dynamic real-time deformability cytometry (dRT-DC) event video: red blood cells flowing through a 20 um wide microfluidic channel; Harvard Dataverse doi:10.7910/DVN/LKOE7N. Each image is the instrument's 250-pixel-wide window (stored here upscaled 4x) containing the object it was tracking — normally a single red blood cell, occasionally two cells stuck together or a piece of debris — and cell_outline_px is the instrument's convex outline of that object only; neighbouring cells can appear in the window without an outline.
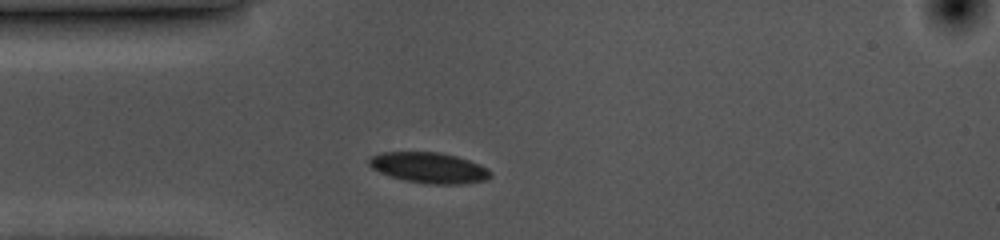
{"species": "common noctule bat (a hibernating species)", "species_latin": "Nyctalus noctula", "temperature_condition": "cold", "stored_images_in_passage": 31, "camera_frame_rate_fps": 3000, "um_per_image_px": 0.085, "animal": {"sex": "female", "body_mass_g": 10.0, "forearm_length_mm": 53.1}, "frame": {"image": 1, "passage_image": 1, "time_ms": 0.0, "image_size_px": [1000, 240], "cell_outline_px": [[492, 176], [484, 180], [460, 184], [432, 184], [404, 180], [380, 172], [372, 168], [368, 164], [368, 160], [372, 156], [380, 152], [440, 152], [456, 156], [480, 164], [488, 168], [492, 172]], "centroid_in_image_um": [36.48, 14.25], "position_along_channel_um": 48.5, "area_um2": 21.62}}
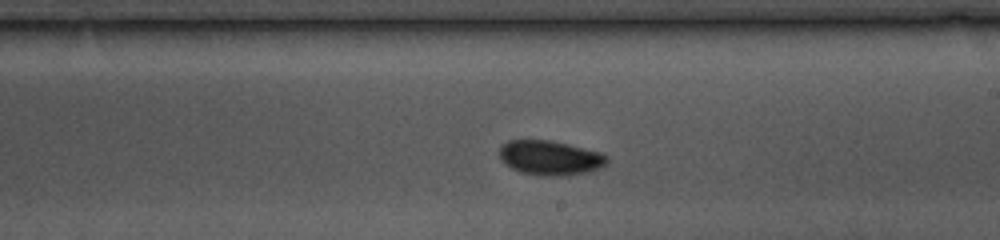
{"frame": {"image": 2, "passage_image": 18, "time_ms": 5.667, "image_size_px": [1000, 240], "cell_outline_px": [[608, 164], [600, 168], [588, 172], [560, 176], [540, 176], [520, 172], [504, 164], [500, 160], [500, 148], [508, 140], [552, 140], [600, 152], [608, 156]], "centroid_in_image_um": [46.77, 13.42], "position_along_channel_um": 242.2, "area_um2": 21.85}}
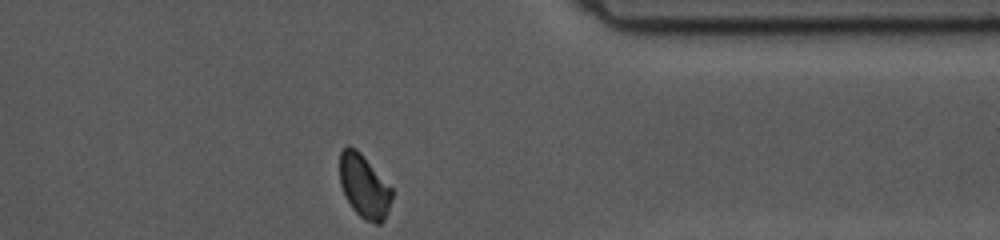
{"frame": {"image": 3, "passage_image": 31, "time_ms": 10.0, "image_size_px": [1000, 240], "cell_outline_px": [[392, 200], [388, 212], [384, 220], [380, 224], [376, 224], [364, 220], [352, 208], [344, 196], [340, 184], [340, 152], [348, 144], [356, 148], [360, 152], [392, 188]], "centroid_in_image_um": [30.95, 15.85], "position_along_channel_um": 380.5, "area_um2": 19.42}, "authors_computed_cell_mechanics": {"area_um2": 21.7906, "velocity_mm_per_s": 3.5322, "shape_relaxation_time_tau1_ms": 2.5648, "shape_relaxation_time_tau2_ms": 3.532, "deformation_change_tau1": 0.0623, "deformation_change_tau2": 0.0408}}